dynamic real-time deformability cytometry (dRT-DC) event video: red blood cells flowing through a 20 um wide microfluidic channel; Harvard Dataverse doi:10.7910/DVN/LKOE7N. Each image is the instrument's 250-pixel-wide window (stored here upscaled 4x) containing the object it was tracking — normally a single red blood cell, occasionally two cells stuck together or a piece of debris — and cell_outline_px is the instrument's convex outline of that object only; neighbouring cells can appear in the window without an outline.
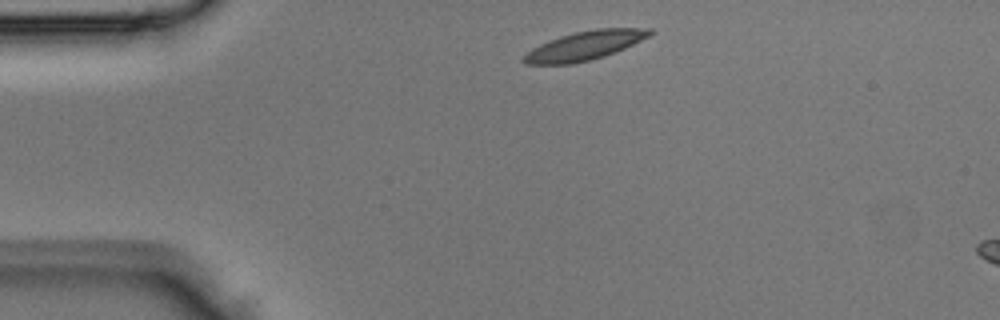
{"species": "Egyptian fruit bat (a non-hibernating species)", "species_latin": "Rousettus aegyptiacus", "temperature_condition": "room temperature", "stored_images_in_passage": 3, "segment_of_instrument_passage": [1, 2], "camera_frame_rate_fps": 3000, "um_per_image_px": 0.085, "animal": {"sex": "male"}, "frame": {"image": 1, "passage_image": 1, "time_ms": 0.0, "image_size_px": [1000, 320], "cell_outline_px": [[656, 32], [624, 48], [604, 56], [572, 64], [524, 64], [520, 60], [532, 48], [540, 44], [560, 36], [576, 32], [596, 28], [652, 28]], "centroid_in_image_um": [49.69, 3.87], "position_along_channel_um": 35.3, "area_um2": 21.04}}